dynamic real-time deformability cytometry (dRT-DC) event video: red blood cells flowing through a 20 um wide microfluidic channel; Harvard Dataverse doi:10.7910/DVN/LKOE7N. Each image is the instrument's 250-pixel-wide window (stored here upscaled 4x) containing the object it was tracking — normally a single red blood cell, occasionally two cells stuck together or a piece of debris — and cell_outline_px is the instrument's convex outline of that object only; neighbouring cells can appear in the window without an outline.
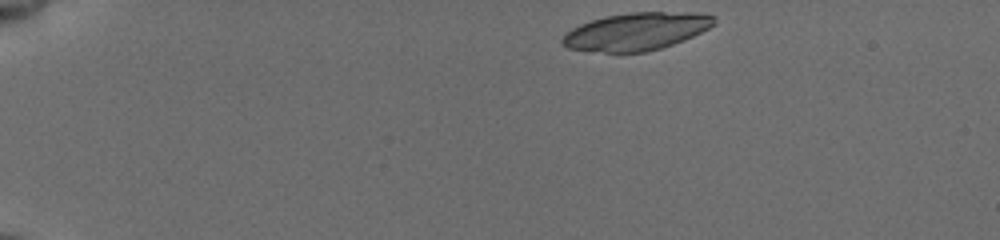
{"species": "common noctule bat (a hibernating species)", "species_latin": "Nyctalus noctula", "temperature_condition": "cold", "stored_images_in_passage": 60, "camera_frame_rate_fps": 3000, "um_per_image_px": 0.085, "animal": {"sex": "female", "body_mass_g": 19.5, "forearm_length_mm": 54.1}, "frame": {"image": 1, "passage_image": 1, "time_ms": 0.0, "image_size_px": [1000, 240], "cell_outline_px": [[716, 24], [684, 40], [648, 52], [620, 56], [568, 48], [560, 44], [560, 40], [572, 28], [580, 24], [604, 16], [628, 12], [688, 12], [716, 16]], "centroid_in_image_um": [54.04, 2.71], "position_along_channel_um": 31.0, "area_um2": 34.1}}